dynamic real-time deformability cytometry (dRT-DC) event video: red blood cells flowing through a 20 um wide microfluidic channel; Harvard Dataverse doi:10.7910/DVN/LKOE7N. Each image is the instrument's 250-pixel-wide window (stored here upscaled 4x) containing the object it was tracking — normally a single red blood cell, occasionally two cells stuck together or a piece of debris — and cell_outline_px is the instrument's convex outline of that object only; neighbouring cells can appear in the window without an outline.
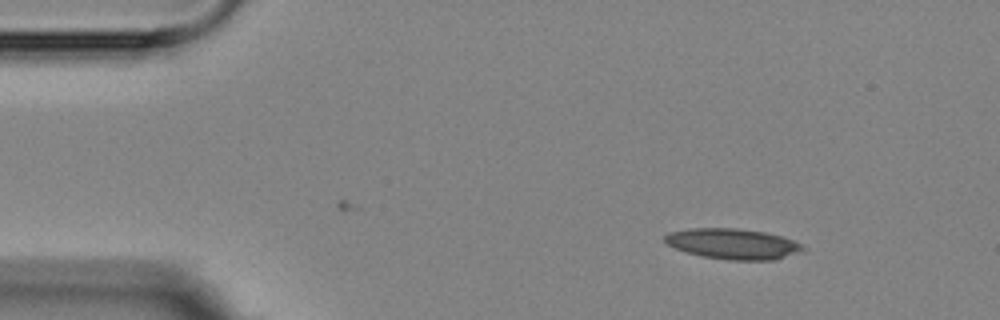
{"species": "Egyptian fruit bat (a non-hibernating species)", "species_latin": "Rousettus aegyptiacus", "temperature_condition": "room temperature", "stored_images_in_passage": 4, "camera_frame_rate_fps": 3000, "um_per_image_px": 0.085, "animal": {"sex": "female"}, "frame": {"image": 1, "passage_image": 1, "time_ms": 0.0, "image_size_px": [1000, 320], "cell_outline_px": [[808, 248], [804, 252], [776, 260], [728, 260], [700, 256], [664, 244], [664, 236], [668, 232], [688, 228], [736, 228], [764, 232], [780, 236], [792, 240]], "centroid_in_image_um": [62.31, 20.73], "position_along_channel_um": 22.7, "area_um2": 24.91}}